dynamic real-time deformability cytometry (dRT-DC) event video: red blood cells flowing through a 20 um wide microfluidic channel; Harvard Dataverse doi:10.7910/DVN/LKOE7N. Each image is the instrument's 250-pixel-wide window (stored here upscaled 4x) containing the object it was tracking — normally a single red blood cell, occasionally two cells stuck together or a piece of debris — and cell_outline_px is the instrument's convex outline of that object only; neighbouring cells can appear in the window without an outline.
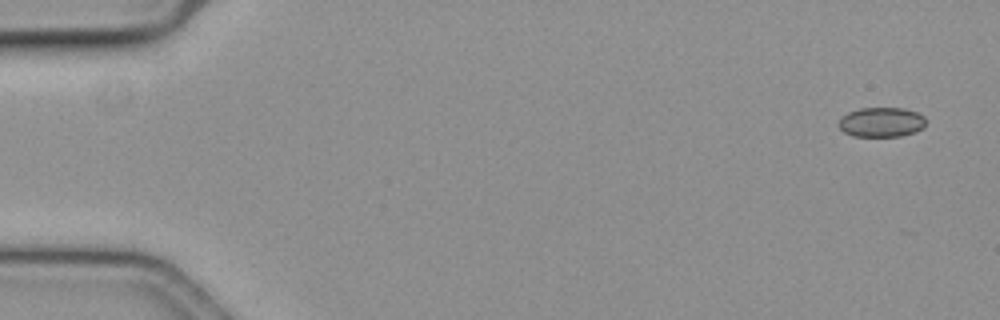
{"species": "common noctule bat (a hibernating species)", "species_latin": "Nyctalus noctula", "temperature_condition": "cold", "stored_images_in_passage": 50, "camera_frame_rate_fps": 3000, "um_per_image_px": 0.085, "animal": {"sex": "female", "body_mass_g": 19.3, "forearm_length_mm": 54.1}, "frame": {"image": 1, "passage_image": 1, "time_ms": 0.0, "image_size_px": [1000, 320], "cell_outline_px": [[924, 128], [916, 132], [900, 136], [852, 136], [844, 132], [836, 124], [840, 116], [848, 112], [860, 108], [904, 108], [916, 112], [924, 116]], "centroid_in_image_um": [74.88, 10.38], "position_along_channel_um": 10.1, "area_um2": 15.26}}
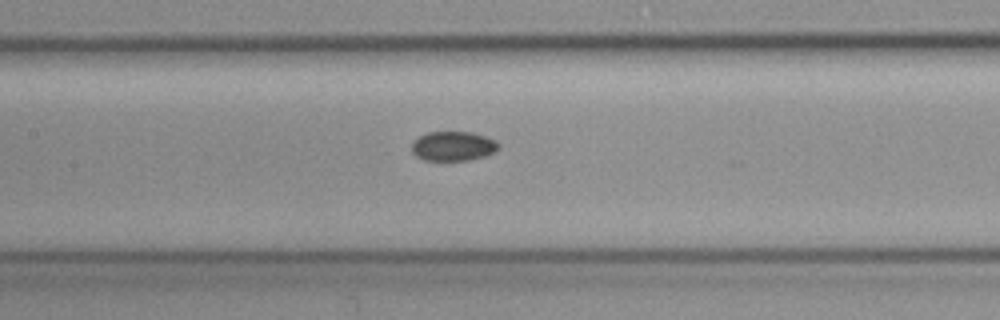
{"frame": {"image": 2, "passage_image": 26, "time_ms": 8.333, "image_size_px": [1000, 320], "cell_outline_px": [[500, 148], [496, 152], [484, 156], [468, 160], [424, 160], [416, 156], [412, 152], [412, 144], [420, 136], [428, 132], [472, 132], [496, 140], [500, 144]], "centroid_in_image_um": [38.56, 12.42], "position_along_channel_um": 168.8, "area_um2": 14.91}}
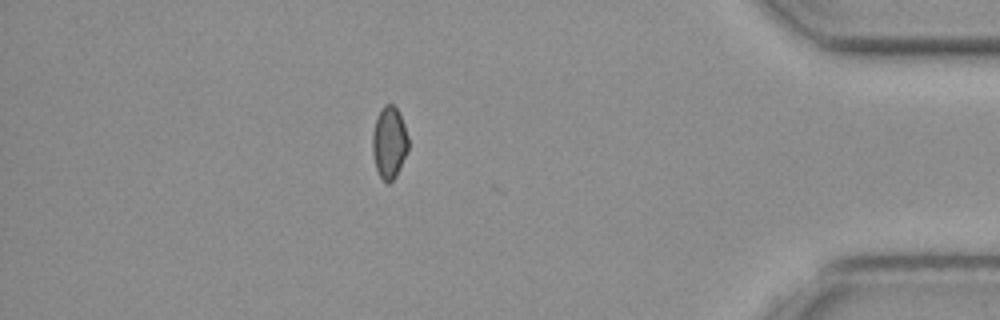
{"frame": {"image": 3, "passage_image": 49, "time_ms": 16.0, "image_size_px": [1000, 320], "cell_outline_px": [[408, 152], [396, 176], [388, 184], [380, 176], [376, 168], [372, 152], [372, 132], [376, 116], [384, 104], [392, 104], [400, 112], [408, 136]], "centroid_in_image_um": [33.08, 12.09], "position_along_channel_um": 402.1, "area_um2": 15.26}, "authors_computed_cell_mechanics": {"area_um2": 15.317, "velocity_mm_per_s": 3.6083, "shape_relaxation_time_tau1_ms": null, "shape_relaxation_time_tau2_ms": 5.0418, "deformation_change_tau1": null, "deformation_change_tau2": 0.0521}}